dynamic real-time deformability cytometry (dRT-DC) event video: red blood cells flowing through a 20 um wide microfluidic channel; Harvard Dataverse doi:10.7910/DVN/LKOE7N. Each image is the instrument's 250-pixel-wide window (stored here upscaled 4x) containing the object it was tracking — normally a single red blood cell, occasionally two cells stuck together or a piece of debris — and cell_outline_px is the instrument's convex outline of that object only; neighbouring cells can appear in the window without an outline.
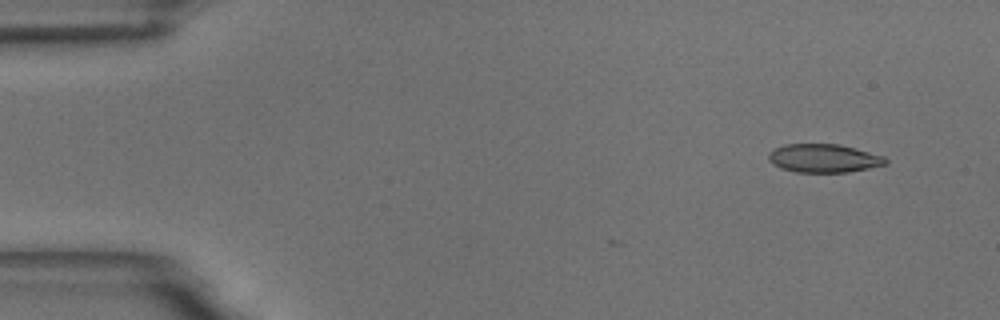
{"species": "common noctule bat (a hibernating species)", "species_latin": "Nyctalus noctula", "temperature_condition": "room temperature", "stored_images_in_passage": 5, "camera_frame_rate_fps": 3000, "um_per_image_px": 0.085, "animal": {"sex": "male", "body_mass_g": 18.8}, "frame": {"image": 1, "passage_image": 1, "time_ms": 0.0, "image_size_px": [1000, 320], "cell_outline_px": [[888, 164], [848, 172], [796, 172], [780, 168], [772, 164], [768, 160], [768, 152], [772, 148], [784, 144], [840, 144], [884, 156], [888, 160]], "centroid_in_image_um": [69.98, 13.45], "position_along_channel_um": 15.0, "area_um2": 19.59}}